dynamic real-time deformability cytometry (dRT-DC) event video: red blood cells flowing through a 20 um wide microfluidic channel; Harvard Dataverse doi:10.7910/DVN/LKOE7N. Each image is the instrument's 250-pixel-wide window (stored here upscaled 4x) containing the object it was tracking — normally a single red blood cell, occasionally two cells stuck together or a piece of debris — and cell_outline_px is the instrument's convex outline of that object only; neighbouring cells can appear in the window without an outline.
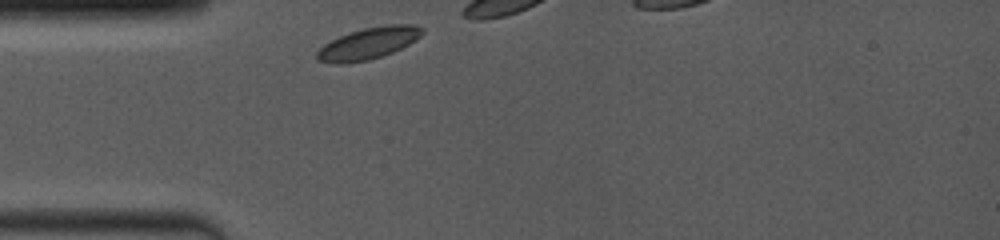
{"species": "common noctule bat (a hibernating species)", "species_latin": "Nyctalus noctula", "temperature_condition": "room temperature", "stored_images_in_passage": 11, "camera_frame_rate_fps": 4000, "um_per_image_px": 0.085, "animal": {"sex": "female", "body_mass_g": 19.0, "forearm_length_mm": 53.3}, "frame": {"image": 1, "passage_image": 1, "time_ms": 0.0, "image_size_px": [1000, 240], "cell_outline_px": [[424, 32], [416, 40], [392, 52], [368, 60], [344, 64], [336, 64], [316, 60], [316, 52], [324, 44], [348, 32], [364, 28], [384, 24], [412, 24], [424, 28]], "centroid_in_image_um": [31.31, 3.68], "position_along_channel_um": 53.7, "area_um2": 19.48}}